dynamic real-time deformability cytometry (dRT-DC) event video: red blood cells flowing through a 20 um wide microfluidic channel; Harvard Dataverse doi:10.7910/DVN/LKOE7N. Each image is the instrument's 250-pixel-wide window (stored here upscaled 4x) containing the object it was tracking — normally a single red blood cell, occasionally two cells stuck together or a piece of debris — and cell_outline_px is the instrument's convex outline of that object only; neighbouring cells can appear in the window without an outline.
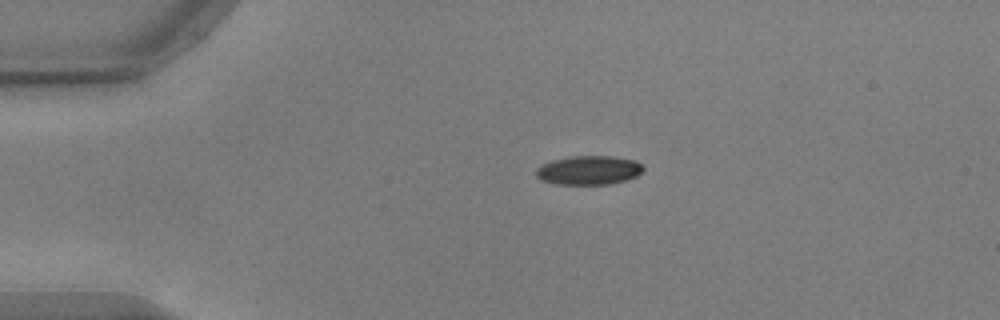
{"species": "common noctule bat (a hibernating species)", "species_latin": "Nyctalus noctula", "temperature_condition": "warm", "stored_images_in_passage": 43, "camera_frame_rate_fps": 3000, "um_per_image_px": 0.085, "animal": {"sex": "male", "body_mass_g": 17.9, "forearm_length_mm": 54.2}, "frame": {"image": 1, "passage_image": 1, "time_ms": 0.0, "image_size_px": [1000, 320], "cell_outline_px": [[644, 172], [628, 180], [608, 184], [552, 184], [540, 180], [536, 176], [536, 168], [540, 164], [552, 160], [572, 156], [612, 156], [636, 160], [644, 164]], "centroid_in_image_um": [50.06, 14.47], "position_along_channel_um": 34.9, "area_um2": 18.5}}
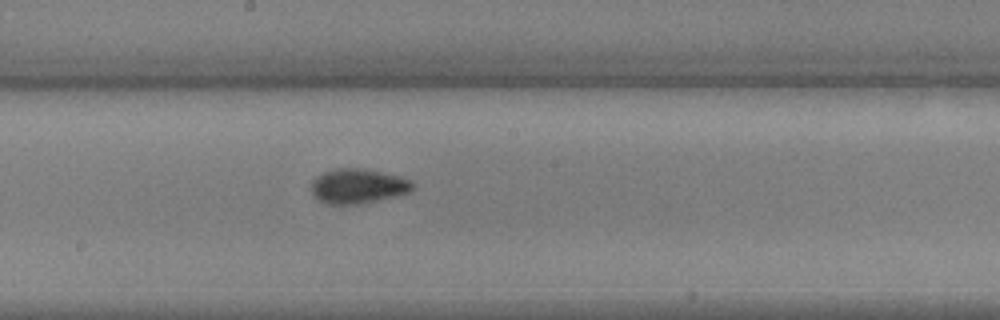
{"frame": {"image": 2, "passage_image": 19, "time_ms": 6.0, "image_size_px": [1000, 320], "cell_outline_px": [[416, 188], [412, 192], [364, 204], [328, 204], [320, 200], [312, 192], [312, 180], [316, 176], [324, 172], [336, 168], [360, 168], [380, 172], [412, 180], [416, 184]], "centroid_in_image_um": [30.48, 15.83], "position_along_channel_um": 217.7, "area_um2": 20.63}}
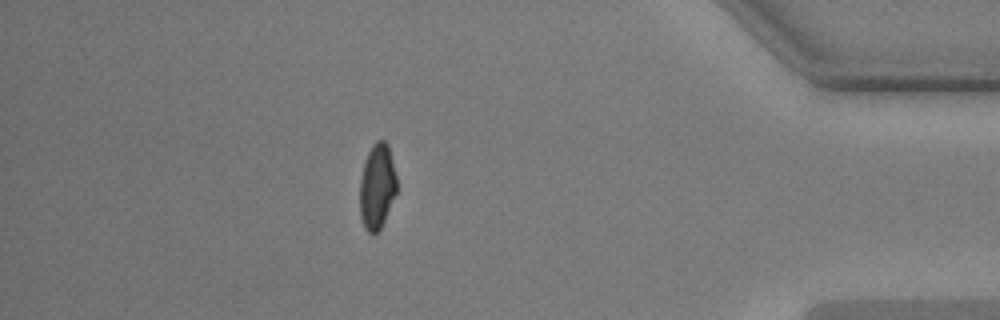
{"frame": {"image": 3, "passage_image": 37, "time_ms": 12.0, "image_size_px": [1000, 320], "cell_outline_px": [[396, 192], [384, 220], [380, 228], [372, 236], [364, 228], [360, 216], [360, 180], [364, 160], [372, 144], [376, 140], [384, 140], [388, 144], [396, 176]], "centroid_in_image_um": [32.03, 15.83], "position_along_channel_um": 403.2, "area_um2": 18.32}, "authors_computed_cell_mechanics": {"area_um2": 19.1318, "velocity_mm_per_s": 3.744, "shape_relaxation_time_tau1_ms": 4.2452, "shape_relaxation_time_tau2_ms": 1.8411, "deformation_change_tau1": 0.1302, "deformation_change_tau2": 0.0651}}